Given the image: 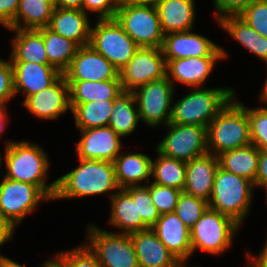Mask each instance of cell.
I'll return each instance as SVG.
<instances>
[{"label":"cell","mask_w":267,"mask_h":267,"mask_svg":"<svg viewBox=\"0 0 267 267\" xmlns=\"http://www.w3.org/2000/svg\"><path fill=\"white\" fill-rule=\"evenodd\" d=\"M260 149L253 144L229 150L218 155L219 166L233 174L255 182Z\"/></svg>","instance_id":"30"},{"label":"cell","mask_w":267,"mask_h":267,"mask_svg":"<svg viewBox=\"0 0 267 267\" xmlns=\"http://www.w3.org/2000/svg\"><path fill=\"white\" fill-rule=\"evenodd\" d=\"M155 161L152 159L151 177L152 183L174 187L179 190L184 189L186 162L164 156L157 149Z\"/></svg>","instance_id":"35"},{"label":"cell","mask_w":267,"mask_h":267,"mask_svg":"<svg viewBox=\"0 0 267 267\" xmlns=\"http://www.w3.org/2000/svg\"><path fill=\"white\" fill-rule=\"evenodd\" d=\"M15 229L16 227L0 214V246L13 238Z\"/></svg>","instance_id":"47"},{"label":"cell","mask_w":267,"mask_h":267,"mask_svg":"<svg viewBox=\"0 0 267 267\" xmlns=\"http://www.w3.org/2000/svg\"><path fill=\"white\" fill-rule=\"evenodd\" d=\"M114 18L139 47H162L165 35L155 6L120 0Z\"/></svg>","instance_id":"7"},{"label":"cell","mask_w":267,"mask_h":267,"mask_svg":"<svg viewBox=\"0 0 267 267\" xmlns=\"http://www.w3.org/2000/svg\"><path fill=\"white\" fill-rule=\"evenodd\" d=\"M2 155L0 154V168H1V164H2V157H1Z\"/></svg>","instance_id":"57"},{"label":"cell","mask_w":267,"mask_h":267,"mask_svg":"<svg viewBox=\"0 0 267 267\" xmlns=\"http://www.w3.org/2000/svg\"><path fill=\"white\" fill-rule=\"evenodd\" d=\"M209 207L204 199L181 192L175 208V213L185 226L191 229Z\"/></svg>","instance_id":"36"},{"label":"cell","mask_w":267,"mask_h":267,"mask_svg":"<svg viewBox=\"0 0 267 267\" xmlns=\"http://www.w3.org/2000/svg\"><path fill=\"white\" fill-rule=\"evenodd\" d=\"M87 227L85 244L102 267H139L130 234L108 232L91 223Z\"/></svg>","instance_id":"9"},{"label":"cell","mask_w":267,"mask_h":267,"mask_svg":"<svg viewBox=\"0 0 267 267\" xmlns=\"http://www.w3.org/2000/svg\"><path fill=\"white\" fill-rule=\"evenodd\" d=\"M124 190L132 197L137 198L138 217L151 228L159 219L160 213L153 205L150 189L147 185L129 186Z\"/></svg>","instance_id":"37"},{"label":"cell","mask_w":267,"mask_h":267,"mask_svg":"<svg viewBox=\"0 0 267 267\" xmlns=\"http://www.w3.org/2000/svg\"><path fill=\"white\" fill-rule=\"evenodd\" d=\"M151 229L180 262L192 256L190 229L175 212L160 214Z\"/></svg>","instance_id":"18"},{"label":"cell","mask_w":267,"mask_h":267,"mask_svg":"<svg viewBox=\"0 0 267 267\" xmlns=\"http://www.w3.org/2000/svg\"><path fill=\"white\" fill-rule=\"evenodd\" d=\"M161 50L166 63L188 57H228L220 45L192 30L166 34Z\"/></svg>","instance_id":"14"},{"label":"cell","mask_w":267,"mask_h":267,"mask_svg":"<svg viewBox=\"0 0 267 267\" xmlns=\"http://www.w3.org/2000/svg\"><path fill=\"white\" fill-rule=\"evenodd\" d=\"M114 100H99L81 104H70L76 128L86 130L108 126Z\"/></svg>","instance_id":"33"},{"label":"cell","mask_w":267,"mask_h":267,"mask_svg":"<svg viewBox=\"0 0 267 267\" xmlns=\"http://www.w3.org/2000/svg\"><path fill=\"white\" fill-rule=\"evenodd\" d=\"M67 267H102L96 255L86 244L72 250L61 251L56 255Z\"/></svg>","instance_id":"41"},{"label":"cell","mask_w":267,"mask_h":267,"mask_svg":"<svg viewBox=\"0 0 267 267\" xmlns=\"http://www.w3.org/2000/svg\"><path fill=\"white\" fill-rule=\"evenodd\" d=\"M4 149V162L7 169L4 177L37 185L53 200L56 180L50 184L45 180L50 164L45 151L39 145L26 140H8Z\"/></svg>","instance_id":"2"},{"label":"cell","mask_w":267,"mask_h":267,"mask_svg":"<svg viewBox=\"0 0 267 267\" xmlns=\"http://www.w3.org/2000/svg\"><path fill=\"white\" fill-rule=\"evenodd\" d=\"M239 16L261 36L267 38V0H252Z\"/></svg>","instance_id":"40"},{"label":"cell","mask_w":267,"mask_h":267,"mask_svg":"<svg viewBox=\"0 0 267 267\" xmlns=\"http://www.w3.org/2000/svg\"><path fill=\"white\" fill-rule=\"evenodd\" d=\"M248 267H267V240L258 256L253 257L251 252L247 251Z\"/></svg>","instance_id":"48"},{"label":"cell","mask_w":267,"mask_h":267,"mask_svg":"<svg viewBox=\"0 0 267 267\" xmlns=\"http://www.w3.org/2000/svg\"><path fill=\"white\" fill-rule=\"evenodd\" d=\"M14 70L15 94H25L24 100L52 85L62 73L51 64L11 62Z\"/></svg>","instance_id":"20"},{"label":"cell","mask_w":267,"mask_h":267,"mask_svg":"<svg viewBox=\"0 0 267 267\" xmlns=\"http://www.w3.org/2000/svg\"><path fill=\"white\" fill-rule=\"evenodd\" d=\"M120 189L148 184L151 177L152 159L143 153H120L113 162Z\"/></svg>","instance_id":"26"},{"label":"cell","mask_w":267,"mask_h":267,"mask_svg":"<svg viewBox=\"0 0 267 267\" xmlns=\"http://www.w3.org/2000/svg\"><path fill=\"white\" fill-rule=\"evenodd\" d=\"M254 189L250 180L219 166L208 201L209 208L230 216L242 225L250 211Z\"/></svg>","instance_id":"5"},{"label":"cell","mask_w":267,"mask_h":267,"mask_svg":"<svg viewBox=\"0 0 267 267\" xmlns=\"http://www.w3.org/2000/svg\"><path fill=\"white\" fill-rule=\"evenodd\" d=\"M252 0H213L216 21L227 15H239Z\"/></svg>","instance_id":"44"},{"label":"cell","mask_w":267,"mask_h":267,"mask_svg":"<svg viewBox=\"0 0 267 267\" xmlns=\"http://www.w3.org/2000/svg\"><path fill=\"white\" fill-rule=\"evenodd\" d=\"M146 185L150 189L153 205L160 214L175 211L182 190L174 187L161 186L151 182Z\"/></svg>","instance_id":"39"},{"label":"cell","mask_w":267,"mask_h":267,"mask_svg":"<svg viewBox=\"0 0 267 267\" xmlns=\"http://www.w3.org/2000/svg\"><path fill=\"white\" fill-rule=\"evenodd\" d=\"M216 23L246 50L267 63V38L256 32L239 15L224 16Z\"/></svg>","instance_id":"29"},{"label":"cell","mask_w":267,"mask_h":267,"mask_svg":"<svg viewBox=\"0 0 267 267\" xmlns=\"http://www.w3.org/2000/svg\"><path fill=\"white\" fill-rule=\"evenodd\" d=\"M174 87L165 76L136 89L133 94L136 99L140 121L153 128L160 124L166 126L170 123Z\"/></svg>","instance_id":"10"},{"label":"cell","mask_w":267,"mask_h":267,"mask_svg":"<svg viewBox=\"0 0 267 267\" xmlns=\"http://www.w3.org/2000/svg\"><path fill=\"white\" fill-rule=\"evenodd\" d=\"M42 36L45 44L48 62L63 73L77 53L80 46L47 27L42 28Z\"/></svg>","instance_id":"34"},{"label":"cell","mask_w":267,"mask_h":267,"mask_svg":"<svg viewBox=\"0 0 267 267\" xmlns=\"http://www.w3.org/2000/svg\"><path fill=\"white\" fill-rule=\"evenodd\" d=\"M62 74L66 80H120L118 70L89 44L78 49Z\"/></svg>","instance_id":"15"},{"label":"cell","mask_w":267,"mask_h":267,"mask_svg":"<svg viewBox=\"0 0 267 267\" xmlns=\"http://www.w3.org/2000/svg\"><path fill=\"white\" fill-rule=\"evenodd\" d=\"M81 139L76 144L78 159L114 162L120 154L123 144L111 127L102 126L80 130Z\"/></svg>","instance_id":"16"},{"label":"cell","mask_w":267,"mask_h":267,"mask_svg":"<svg viewBox=\"0 0 267 267\" xmlns=\"http://www.w3.org/2000/svg\"><path fill=\"white\" fill-rule=\"evenodd\" d=\"M223 57H188L166 63V76L173 85L176 81L190 88H202L213 72L216 62Z\"/></svg>","instance_id":"19"},{"label":"cell","mask_w":267,"mask_h":267,"mask_svg":"<svg viewBox=\"0 0 267 267\" xmlns=\"http://www.w3.org/2000/svg\"><path fill=\"white\" fill-rule=\"evenodd\" d=\"M121 1L133 4H144V5L155 6L160 0H121Z\"/></svg>","instance_id":"53"},{"label":"cell","mask_w":267,"mask_h":267,"mask_svg":"<svg viewBox=\"0 0 267 267\" xmlns=\"http://www.w3.org/2000/svg\"><path fill=\"white\" fill-rule=\"evenodd\" d=\"M14 31L12 39L11 62H33L36 64H50L46 54L41 29H8Z\"/></svg>","instance_id":"27"},{"label":"cell","mask_w":267,"mask_h":267,"mask_svg":"<svg viewBox=\"0 0 267 267\" xmlns=\"http://www.w3.org/2000/svg\"><path fill=\"white\" fill-rule=\"evenodd\" d=\"M168 133L156 146L164 156L188 162L209 153L207 127L168 123Z\"/></svg>","instance_id":"12"},{"label":"cell","mask_w":267,"mask_h":267,"mask_svg":"<svg viewBox=\"0 0 267 267\" xmlns=\"http://www.w3.org/2000/svg\"><path fill=\"white\" fill-rule=\"evenodd\" d=\"M253 185L254 188L255 187L261 188L267 186V150H260L257 175Z\"/></svg>","instance_id":"46"},{"label":"cell","mask_w":267,"mask_h":267,"mask_svg":"<svg viewBox=\"0 0 267 267\" xmlns=\"http://www.w3.org/2000/svg\"><path fill=\"white\" fill-rule=\"evenodd\" d=\"M249 144L248 107L234 96L207 126L208 151L218 156Z\"/></svg>","instance_id":"3"},{"label":"cell","mask_w":267,"mask_h":267,"mask_svg":"<svg viewBox=\"0 0 267 267\" xmlns=\"http://www.w3.org/2000/svg\"><path fill=\"white\" fill-rule=\"evenodd\" d=\"M14 90V70L10 59L5 61L0 60V104L6 103L15 97Z\"/></svg>","instance_id":"42"},{"label":"cell","mask_w":267,"mask_h":267,"mask_svg":"<svg viewBox=\"0 0 267 267\" xmlns=\"http://www.w3.org/2000/svg\"><path fill=\"white\" fill-rule=\"evenodd\" d=\"M49 200L37 185L6 177L0 181V214L15 227L35 211L39 203Z\"/></svg>","instance_id":"11"},{"label":"cell","mask_w":267,"mask_h":267,"mask_svg":"<svg viewBox=\"0 0 267 267\" xmlns=\"http://www.w3.org/2000/svg\"><path fill=\"white\" fill-rule=\"evenodd\" d=\"M54 6L47 0H20L14 20L7 29H41L48 26Z\"/></svg>","instance_id":"31"},{"label":"cell","mask_w":267,"mask_h":267,"mask_svg":"<svg viewBox=\"0 0 267 267\" xmlns=\"http://www.w3.org/2000/svg\"><path fill=\"white\" fill-rule=\"evenodd\" d=\"M240 226L230 216L208 207L190 229L192 255L197 249L212 255L225 253Z\"/></svg>","instance_id":"6"},{"label":"cell","mask_w":267,"mask_h":267,"mask_svg":"<svg viewBox=\"0 0 267 267\" xmlns=\"http://www.w3.org/2000/svg\"><path fill=\"white\" fill-rule=\"evenodd\" d=\"M260 92H261V94H260L259 100L261 102L267 104V77H266L265 83L263 85V89Z\"/></svg>","instance_id":"54"},{"label":"cell","mask_w":267,"mask_h":267,"mask_svg":"<svg viewBox=\"0 0 267 267\" xmlns=\"http://www.w3.org/2000/svg\"><path fill=\"white\" fill-rule=\"evenodd\" d=\"M20 0H0V24L5 28L14 20Z\"/></svg>","instance_id":"45"},{"label":"cell","mask_w":267,"mask_h":267,"mask_svg":"<svg viewBox=\"0 0 267 267\" xmlns=\"http://www.w3.org/2000/svg\"><path fill=\"white\" fill-rule=\"evenodd\" d=\"M56 7L83 10V0H56Z\"/></svg>","instance_id":"49"},{"label":"cell","mask_w":267,"mask_h":267,"mask_svg":"<svg viewBox=\"0 0 267 267\" xmlns=\"http://www.w3.org/2000/svg\"><path fill=\"white\" fill-rule=\"evenodd\" d=\"M177 267H186V262H180Z\"/></svg>","instance_id":"55"},{"label":"cell","mask_w":267,"mask_h":267,"mask_svg":"<svg viewBox=\"0 0 267 267\" xmlns=\"http://www.w3.org/2000/svg\"><path fill=\"white\" fill-rule=\"evenodd\" d=\"M119 79L126 92H134L147 83L166 76V62L161 48L140 47L120 70Z\"/></svg>","instance_id":"13"},{"label":"cell","mask_w":267,"mask_h":267,"mask_svg":"<svg viewBox=\"0 0 267 267\" xmlns=\"http://www.w3.org/2000/svg\"><path fill=\"white\" fill-rule=\"evenodd\" d=\"M6 105L0 104V137L1 133L7 128L6 125L9 121V115L6 111Z\"/></svg>","instance_id":"50"},{"label":"cell","mask_w":267,"mask_h":267,"mask_svg":"<svg viewBox=\"0 0 267 267\" xmlns=\"http://www.w3.org/2000/svg\"><path fill=\"white\" fill-rule=\"evenodd\" d=\"M0 267H25L11 258L0 255Z\"/></svg>","instance_id":"51"},{"label":"cell","mask_w":267,"mask_h":267,"mask_svg":"<svg viewBox=\"0 0 267 267\" xmlns=\"http://www.w3.org/2000/svg\"><path fill=\"white\" fill-rule=\"evenodd\" d=\"M89 45L103 55L118 71L140 48L115 18L96 21L95 26L91 27Z\"/></svg>","instance_id":"8"},{"label":"cell","mask_w":267,"mask_h":267,"mask_svg":"<svg viewBox=\"0 0 267 267\" xmlns=\"http://www.w3.org/2000/svg\"><path fill=\"white\" fill-rule=\"evenodd\" d=\"M139 267H177L180 261L149 228L130 233Z\"/></svg>","instance_id":"22"},{"label":"cell","mask_w":267,"mask_h":267,"mask_svg":"<svg viewBox=\"0 0 267 267\" xmlns=\"http://www.w3.org/2000/svg\"><path fill=\"white\" fill-rule=\"evenodd\" d=\"M251 144L267 150V107L248 108Z\"/></svg>","instance_id":"38"},{"label":"cell","mask_w":267,"mask_h":267,"mask_svg":"<svg viewBox=\"0 0 267 267\" xmlns=\"http://www.w3.org/2000/svg\"><path fill=\"white\" fill-rule=\"evenodd\" d=\"M139 122L135 96L133 92L124 91L114 100L108 126L124 138L133 133Z\"/></svg>","instance_id":"32"},{"label":"cell","mask_w":267,"mask_h":267,"mask_svg":"<svg viewBox=\"0 0 267 267\" xmlns=\"http://www.w3.org/2000/svg\"><path fill=\"white\" fill-rule=\"evenodd\" d=\"M24 107L34 116L55 120L70 107L69 85L62 74L52 85L28 96L23 100Z\"/></svg>","instance_id":"17"},{"label":"cell","mask_w":267,"mask_h":267,"mask_svg":"<svg viewBox=\"0 0 267 267\" xmlns=\"http://www.w3.org/2000/svg\"><path fill=\"white\" fill-rule=\"evenodd\" d=\"M49 1L54 7H56V0H47Z\"/></svg>","instance_id":"56"},{"label":"cell","mask_w":267,"mask_h":267,"mask_svg":"<svg viewBox=\"0 0 267 267\" xmlns=\"http://www.w3.org/2000/svg\"><path fill=\"white\" fill-rule=\"evenodd\" d=\"M172 105L170 123L207 127L235 96L232 88H191Z\"/></svg>","instance_id":"4"},{"label":"cell","mask_w":267,"mask_h":267,"mask_svg":"<svg viewBox=\"0 0 267 267\" xmlns=\"http://www.w3.org/2000/svg\"><path fill=\"white\" fill-rule=\"evenodd\" d=\"M66 81L69 85L70 104H81L99 100H115L124 92L120 80Z\"/></svg>","instance_id":"28"},{"label":"cell","mask_w":267,"mask_h":267,"mask_svg":"<svg viewBox=\"0 0 267 267\" xmlns=\"http://www.w3.org/2000/svg\"><path fill=\"white\" fill-rule=\"evenodd\" d=\"M55 258L45 260L42 267H67L57 256Z\"/></svg>","instance_id":"52"},{"label":"cell","mask_w":267,"mask_h":267,"mask_svg":"<svg viewBox=\"0 0 267 267\" xmlns=\"http://www.w3.org/2000/svg\"><path fill=\"white\" fill-rule=\"evenodd\" d=\"M110 224L121 230L119 233L130 234L149 229L138 217L137 198H132L124 189H119L110 198Z\"/></svg>","instance_id":"25"},{"label":"cell","mask_w":267,"mask_h":267,"mask_svg":"<svg viewBox=\"0 0 267 267\" xmlns=\"http://www.w3.org/2000/svg\"><path fill=\"white\" fill-rule=\"evenodd\" d=\"M195 0H160L156 5L164 35L192 30Z\"/></svg>","instance_id":"24"},{"label":"cell","mask_w":267,"mask_h":267,"mask_svg":"<svg viewBox=\"0 0 267 267\" xmlns=\"http://www.w3.org/2000/svg\"><path fill=\"white\" fill-rule=\"evenodd\" d=\"M120 0H83V11L88 10L98 14V19H112L115 17Z\"/></svg>","instance_id":"43"},{"label":"cell","mask_w":267,"mask_h":267,"mask_svg":"<svg viewBox=\"0 0 267 267\" xmlns=\"http://www.w3.org/2000/svg\"><path fill=\"white\" fill-rule=\"evenodd\" d=\"M218 168V156L211 153L204 154L186 162L183 192L208 202Z\"/></svg>","instance_id":"21"},{"label":"cell","mask_w":267,"mask_h":267,"mask_svg":"<svg viewBox=\"0 0 267 267\" xmlns=\"http://www.w3.org/2000/svg\"><path fill=\"white\" fill-rule=\"evenodd\" d=\"M265 190H266V197H267V186H264ZM266 203H267V199H266Z\"/></svg>","instance_id":"58"},{"label":"cell","mask_w":267,"mask_h":267,"mask_svg":"<svg viewBox=\"0 0 267 267\" xmlns=\"http://www.w3.org/2000/svg\"><path fill=\"white\" fill-rule=\"evenodd\" d=\"M88 18L89 15L83 10L55 7L47 28L81 47L90 43L91 25Z\"/></svg>","instance_id":"23"},{"label":"cell","mask_w":267,"mask_h":267,"mask_svg":"<svg viewBox=\"0 0 267 267\" xmlns=\"http://www.w3.org/2000/svg\"><path fill=\"white\" fill-rule=\"evenodd\" d=\"M119 189L112 162L79 159L76 168L56 179L53 200L96 196L108 192H112L109 194L111 198L116 193L113 191Z\"/></svg>","instance_id":"1"}]
</instances>
